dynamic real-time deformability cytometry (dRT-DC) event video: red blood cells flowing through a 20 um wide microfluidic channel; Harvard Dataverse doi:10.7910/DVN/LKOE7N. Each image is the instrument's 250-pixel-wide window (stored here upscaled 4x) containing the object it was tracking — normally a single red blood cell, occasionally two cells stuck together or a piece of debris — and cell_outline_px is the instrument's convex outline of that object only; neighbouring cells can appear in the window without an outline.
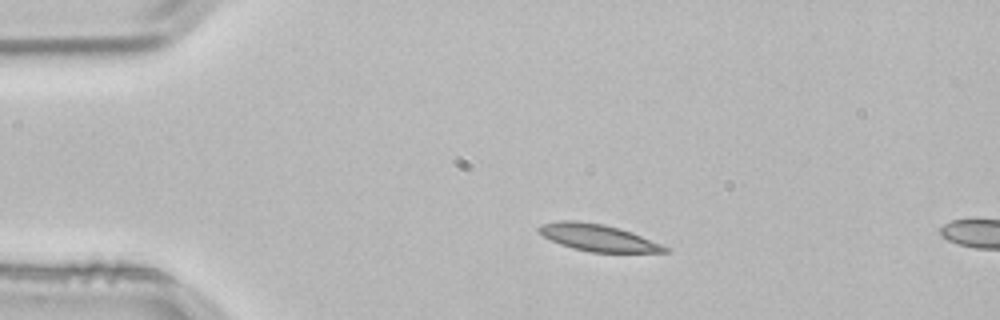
{"species": "common noctule bat (a hibernating species)", "species_latin": "Nyctalus noctula", "temperature_condition": "room temperature", "stored_images_in_passage": 2, "camera_frame_rate_fps": 3000, "um_per_image_px": 0.085, "animal": {"sex": "male", "body_mass_g": 21.5, "forearm_length_mm": 52.0}, "frame": {"image": 1, "passage_image": 1, "time_ms": 0.0, "image_size_px": [1000, 320], "cell_outline_px": [[668, 252], [592, 252], [572, 248], [560, 244], [544, 236], [536, 228], [540, 224], [560, 220], [576, 220], [604, 224], [620, 228], [632, 232], [660, 244], [668, 248]], "centroid_in_image_um": [50.78, 20.18], "position_along_channel_um": 34.2, "area_um2": 19.59}}